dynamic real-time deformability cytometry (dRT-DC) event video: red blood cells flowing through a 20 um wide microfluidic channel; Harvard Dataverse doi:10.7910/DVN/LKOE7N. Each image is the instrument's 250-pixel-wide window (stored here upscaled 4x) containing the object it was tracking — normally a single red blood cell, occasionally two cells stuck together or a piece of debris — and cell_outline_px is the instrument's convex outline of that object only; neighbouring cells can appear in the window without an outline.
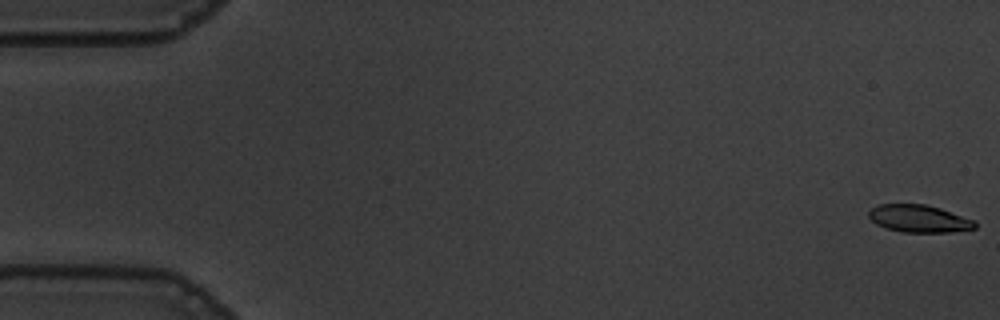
{"species": "common noctule bat (a hibernating species)", "species_latin": "Nyctalus noctula", "temperature_condition": "warm", "stored_images_in_passage": 56, "camera_frame_rate_fps": 3000, "um_per_image_px": 0.085, "animal": {"sex": "male", "body_mass_g": 19.5, "forearm_length_mm": 54.6}, "frame": {"image": 1, "passage_image": 1, "time_ms": 0.0, "image_size_px": [1000, 320], "cell_outline_px": [[976, 228], [952, 232], [904, 232], [888, 228], [876, 224], [868, 216], [868, 212], [872, 208], [880, 204], [924, 204], [940, 208], [976, 220]], "centroid_in_image_um": [78.15, 18.58], "position_along_channel_um": 6.9, "area_um2": 16.94}}
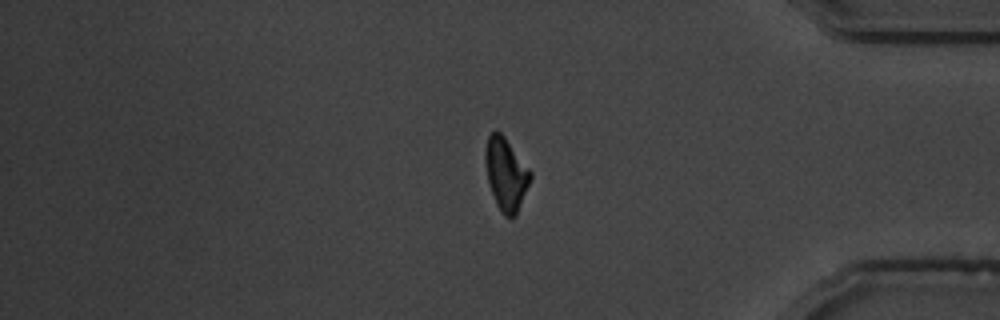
{"frame": {"image": 2, "passage_image": 47, "time_ms": 15.333, "image_size_px": [1000, 320], "cell_outline_px": [[532, 176], [516, 216], [512, 220], [504, 216], [496, 204], [488, 184], [484, 160], [484, 152], [488, 136], [492, 132], [500, 132], [504, 136], [532, 172]], "centroid_in_image_um": [42.99, 14.83], "position_along_channel_um": 392.2, "area_um2": 19.19}}
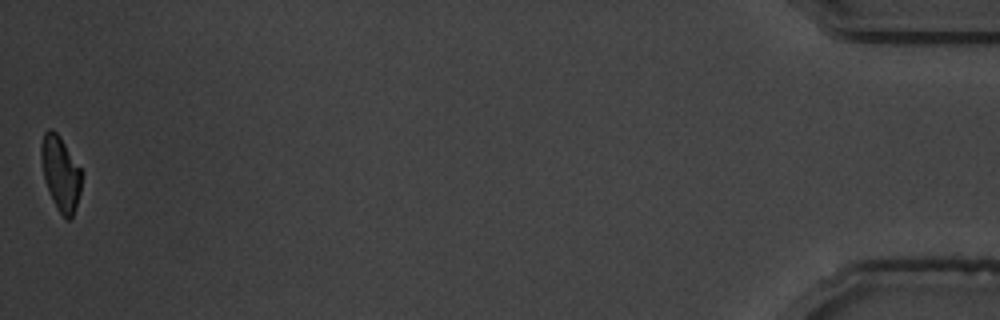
{"frame": {"image": 3, "passage_image": 56, "time_ms": 18.333, "image_size_px": [1000, 320], "cell_outline_px": [[84, 172], [80, 192], [72, 216], [68, 220], [56, 208], [48, 188], [44, 176], [40, 156], [40, 144], [44, 132], [48, 128], [52, 128], [60, 136]], "centroid_in_image_um": [5.16, 14.67], "position_along_channel_um": 430.0, "area_um2": 17.63}, "authors_computed_cell_mechanics": {"area_um2": 18.6983, "velocity_mm_per_s": 3.6319, "shape_relaxation_time_tau1_ms": 3.8902, "shape_relaxation_time_tau2_ms": 1.4475, "deformation_change_tau1": 0.1534, "deformation_change_tau2": 0.0755}}